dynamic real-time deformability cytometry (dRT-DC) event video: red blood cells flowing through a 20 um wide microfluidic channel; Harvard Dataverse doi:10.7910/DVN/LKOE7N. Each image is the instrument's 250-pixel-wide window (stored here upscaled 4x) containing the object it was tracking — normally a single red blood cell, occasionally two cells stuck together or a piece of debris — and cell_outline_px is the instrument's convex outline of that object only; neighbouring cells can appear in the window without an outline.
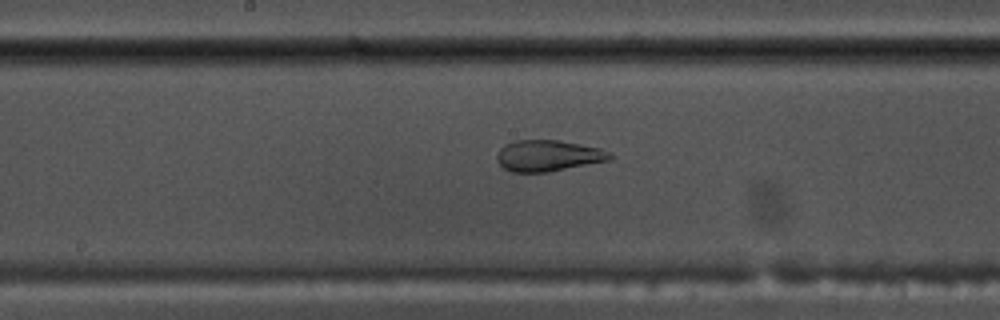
{"species": "common noctule bat (a hibernating species)", "species_latin": "Nyctalus noctula", "temperature_condition": "warm", "stored_images_in_passage": 34, "camera_frame_rate_fps": 3000, "um_per_image_px": 0.085, "animal": {"sex": "male", "body_mass_g": 17.5, "forearm_length_mm": 52.3}, "frame": {"image": 1, "passage_image": 18, "time_ms": 5.667, "image_size_px": [1000, 320], "cell_outline_px": [[612, 160], [548, 172], [512, 172], [504, 168], [496, 160], [496, 156], [500, 148], [504, 144], [516, 140], [560, 140], [600, 148], [612, 152]], "centroid_in_image_um": [46.61, 13.23], "position_along_channel_um": 201.6, "area_um2": 20.75}}
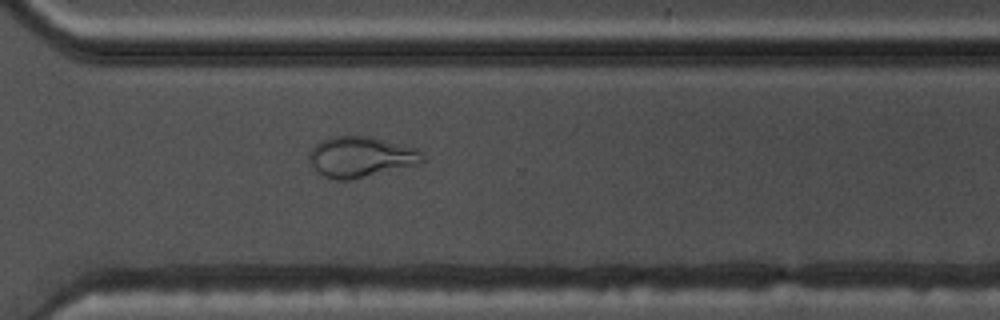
{"frame": {"image": 2, "passage_image": 29, "time_ms": 9.333, "image_size_px": [1000, 320], "cell_outline_px": [[424, 160], [420, 164], [348, 180], [336, 180], [324, 176], [308, 164], [308, 152], [320, 140], [336, 136], [368, 136], [416, 148], [424, 156]], "centroid_in_image_um": [30.62, 13.34], "position_along_channel_um": 340.0, "area_um2": 26.76}}
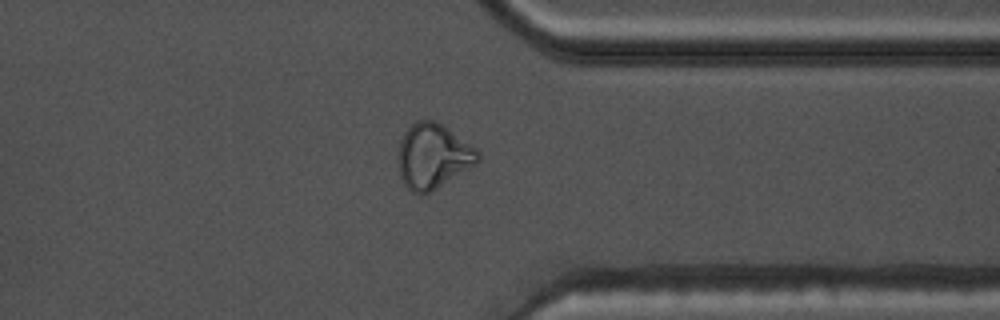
{"frame": {"image": 3, "passage_image": 32, "time_ms": 10.333, "image_size_px": [1000, 320], "cell_outline_px": [[480, 160], [476, 164], [436, 188], [420, 196], [412, 192], [404, 184], [400, 176], [400, 140], [404, 132], [416, 120], [436, 120], [448, 128], [476, 148], [480, 152]], "centroid_in_image_um": [36.82, 13.26], "position_along_channel_um": 374.6, "area_um2": 29.82}}